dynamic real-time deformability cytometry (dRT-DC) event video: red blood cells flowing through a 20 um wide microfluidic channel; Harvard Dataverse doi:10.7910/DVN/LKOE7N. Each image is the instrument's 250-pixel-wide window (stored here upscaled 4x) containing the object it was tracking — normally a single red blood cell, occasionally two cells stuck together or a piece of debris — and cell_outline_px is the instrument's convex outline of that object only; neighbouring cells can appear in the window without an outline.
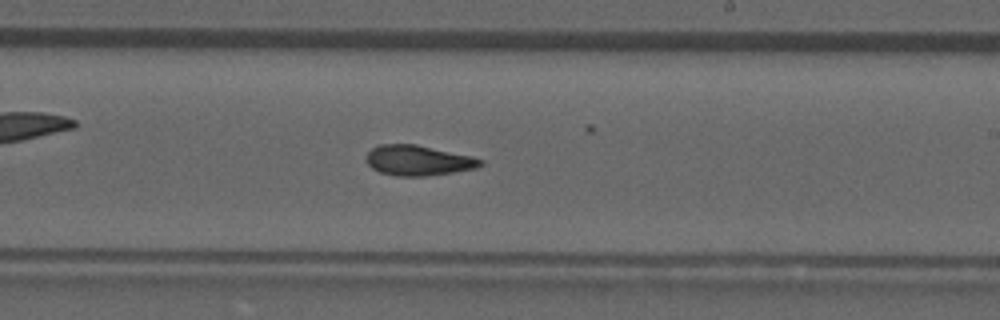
{"species": "common noctule bat (a hibernating species)", "species_latin": "Nyctalus noctula", "temperature_condition": "room temperature", "stored_images_in_passage": 36, "camera_frame_rate_fps": 3000, "um_per_image_px": 0.085, "animal": {"sex": "male", "forearm_length_mm": 52.5}, "frame": {"image": 1, "passage_image": 21, "time_ms": 6.667, "image_size_px": [1000, 320], "cell_outline_px": [[484, 164], [476, 168], [452, 172], [424, 176], [396, 176], [380, 172], [372, 168], [364, 160], [364, 156], [372, 148], [380, 144], [416, 144], [472, 156], [484, 160]], "centroid_in_image_um": [35.52, 13.63], "position_along_channel_um": 253.5, "area_um2": 20.23}}